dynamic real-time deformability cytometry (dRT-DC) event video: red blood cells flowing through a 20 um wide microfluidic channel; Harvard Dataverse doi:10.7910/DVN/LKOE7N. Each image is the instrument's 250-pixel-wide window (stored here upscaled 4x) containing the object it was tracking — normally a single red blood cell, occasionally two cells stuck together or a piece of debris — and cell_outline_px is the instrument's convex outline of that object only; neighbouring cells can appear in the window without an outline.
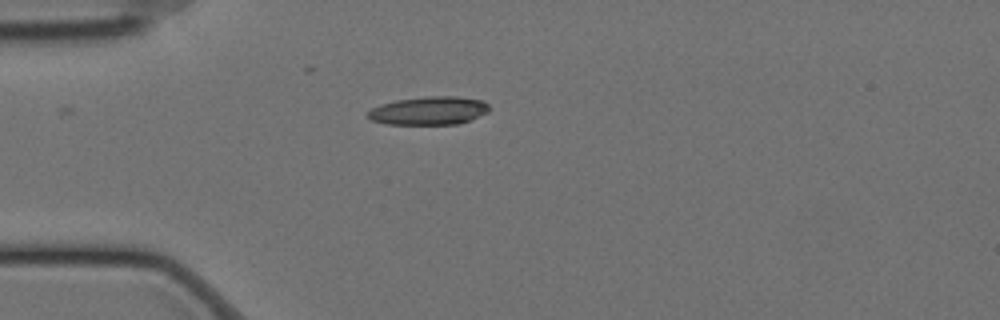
{"species": "Egyptian fruit bat (a non-hibernating species)", "species_latin": "Rousettus aegyptiacus", "temperature_condition": "cold", "stored_images_in_passage": 27, "camera_frame_rate_fps": 3000, "um_per_image_px": 0.085, "animal": {"sex": "female"}, "frame": {"image": 1, "passage_image": 1, "time_ms": 0.0, "image_size_px": [1000, 320], "cell_outline_px": [[488, 112], [468, 120], [456, 124], [388, 124], [372, 120], [368, 116], [368, 112], [372, 108], [380, 104], [396, 100], [428, 96], [456, 96], [484, 100], [488, 104]], "centroid_in_image_um": [36.46, 9.39], "position_along_channel_um": 48.5, "area_um2": 19.83}}
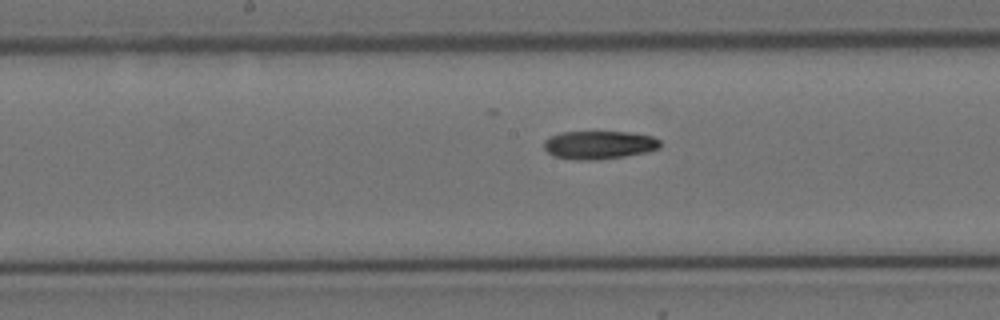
{"frame": {"image": 2, "passage_image": 15, "time_ms": 4.667, "image_size_px": [1000, 320], "cell_outline_px": [[660, 148], [648, 152], [600, 160], [576, 160], [556, 156], [548, 152], [544, 148], [544, 140], [560, 132], [628, 132], [652, 136], [660, 140]], "centroid_in_image_um": [50.94, 12.32], "position_along_channel_um": 197.3, "area_um2": 19.13}}
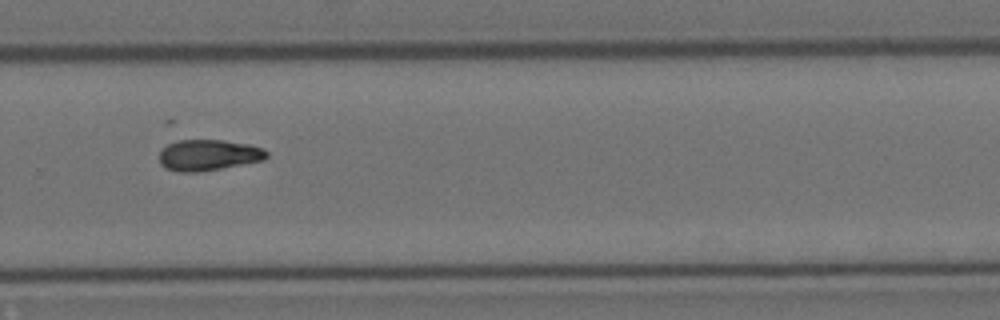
{"frame": {"image": 3, "passage_image": 25, "time_ms": 8.0, "image_size_px": [1000, 320], "cell_outline_px": [[268, 156], [264, 160], [200, 172], [180, 172], [168, 168], [160, 164], [160, 152], [168, 144], [180, 140], [220, 140], [248, 144], [264, 148], [268, 152]], "centroid_in_image_um": [17.75, 13.18], "position_along_channel_um": 312.1, "area_um2": 19.25}}